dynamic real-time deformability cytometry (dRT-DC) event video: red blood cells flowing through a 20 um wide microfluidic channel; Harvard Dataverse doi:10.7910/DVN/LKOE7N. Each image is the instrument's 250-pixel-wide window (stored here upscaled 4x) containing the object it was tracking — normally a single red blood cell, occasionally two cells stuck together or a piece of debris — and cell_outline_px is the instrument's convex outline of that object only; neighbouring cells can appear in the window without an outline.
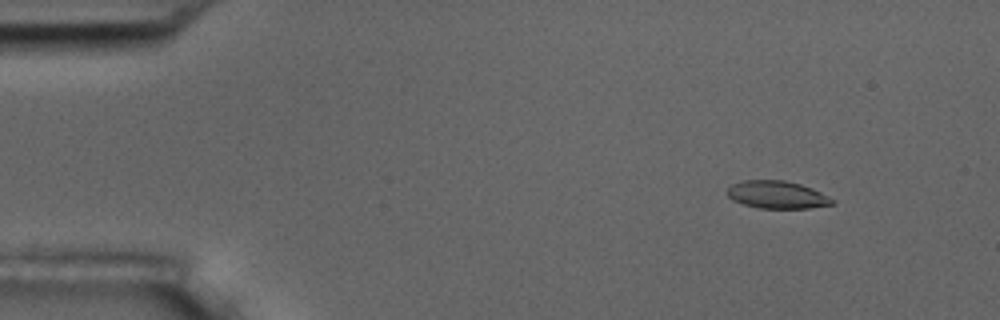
{"species": "common noctule bat (a hibernating species)", "species_latin": "Nyctalus noctula", "temperature_condition": "room temperature", "stored_images_in_passage": 5, "camera_frame_rate_fps": 3000, "um_per_image_px": 0.085, "animal": {"sex": "male", "body_mass_g": 17.5, "forearm_length_mm": 52.3}, "frame": {"image": 1, "passage_image": 2, "time_ms": 0.333, "image_size_px": [1000, 320], "cell_outline_px": [[836, 204], [808, 208], [760, 208], [744, 204], [732, 200], [728, 196], [728, 188], [732, 184], [740, 180], [784, 180], [800, 184], [812, 188], [836, 200]], "centroid_in_image_um": [66.07, 16.55], "position_along_channel_um": 18.9, "area_um2": 16.94}}
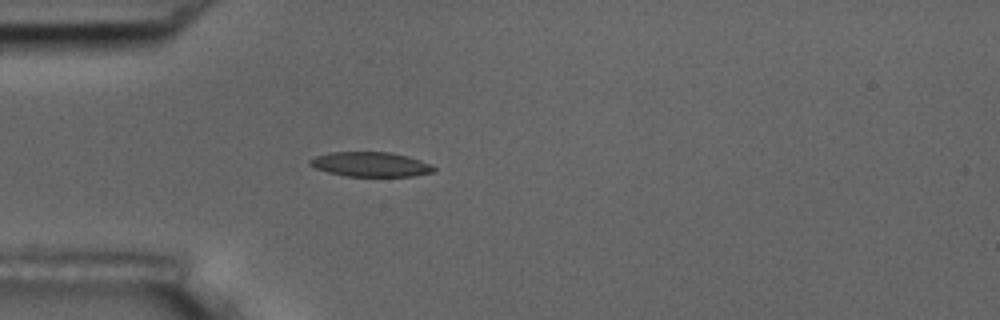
{"frame": {"image": 2, "passage_image": 5, "time_ms": 1.333, "image_size_px": [1000, 320], "cell_outline_px": [[436, 168], [432, 172], [412, 176], [344, 176], [328, 172], [316, 168], [308, 164], [308, 160], [316, 156], [332, 152], [388, 152], [408, 156], [420, 160]], "centroid_in_image_um": [31.46, 13.97], "position_along_channel_um": 53.5, "area_um2": 17.63}}